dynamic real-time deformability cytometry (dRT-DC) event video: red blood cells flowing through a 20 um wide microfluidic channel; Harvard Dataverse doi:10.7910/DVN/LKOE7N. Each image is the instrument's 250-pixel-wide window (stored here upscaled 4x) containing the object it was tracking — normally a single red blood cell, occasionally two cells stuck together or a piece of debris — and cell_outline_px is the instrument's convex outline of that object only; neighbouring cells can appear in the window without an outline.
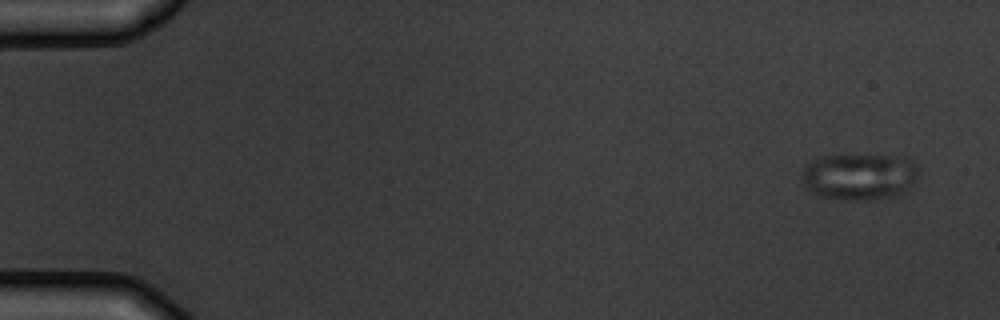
{"species": "common noctule bat (a hibernating species)", "species_latin": "Nyctalus noctula", "temperature_condition": "warm", "stored_images_in_passage": 4, "segment_of_instrument_passage": [1, 2], "camera_frame_rate_fps": 3000, "um_per_image_px": 0.085, "animal": {"sex": "male", "body_mass_g": 19.5, "forearm_length_mm": 54.6}, "frame": {"image": 1, "passage_image": 1, "time_ms": 0.0, "image_size_px": [1000, 320], "cell_outline_px": [[920, 168], [916, 180], [904, 192], [896, 196], [872, 200], [856, 200], [824, 196], [808, 188], [804, 180], [804, 164], [820, 156], [844, 152], [852, 152], [904, 156], [912, 160]], "centroid_in_image_um": [73.13, 14.92], "position_along_channel_um": 11.9, "area_um2": 32.66}}